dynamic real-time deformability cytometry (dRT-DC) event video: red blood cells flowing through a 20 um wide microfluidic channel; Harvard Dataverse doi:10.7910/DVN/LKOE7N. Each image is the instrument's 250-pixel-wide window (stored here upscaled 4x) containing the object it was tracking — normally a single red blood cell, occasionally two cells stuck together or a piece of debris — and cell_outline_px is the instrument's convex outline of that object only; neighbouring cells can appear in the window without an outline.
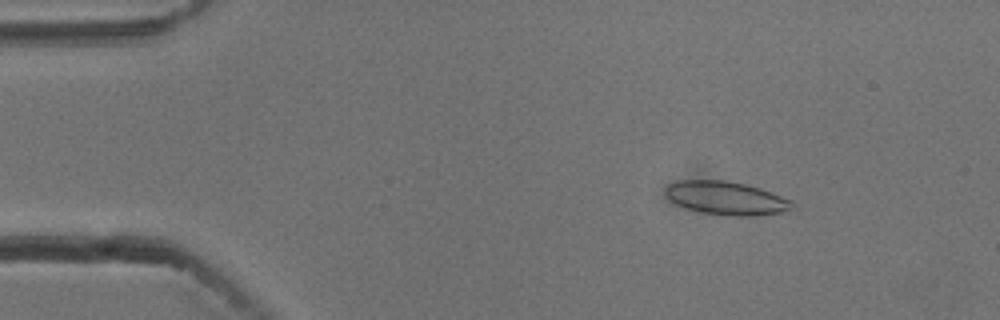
{"species": "common noctule bat (a hibernating species)", "species_latin": "Nyctalus noctula", "temperature_condition": "cold", "stored_images_in_passage": 54, "camera_frame_rate_fps": 3000, "um_per_image_px": 0.085, "animal": {"sex": "male", "body_mass_g": 13.3}, "frame": {"image": 1, "passage_image": 8, "time_ms": 2.333, "image_size_px": [1000, 320], "cell_outline_px": [[792, 208], [784, 212], [756, 216], [724, 216], [704, 212], [688, 208], [676, 204], [664, 192], [664, 188], [668, 184], [676, 180], [724, 180], [744, 184], [760, 188], [772, 192], [792, 200]], "centroid_in_image_um": [61.73, 16.84], "position_along_channel_um": 23.3, "area_um2": 24.68}}
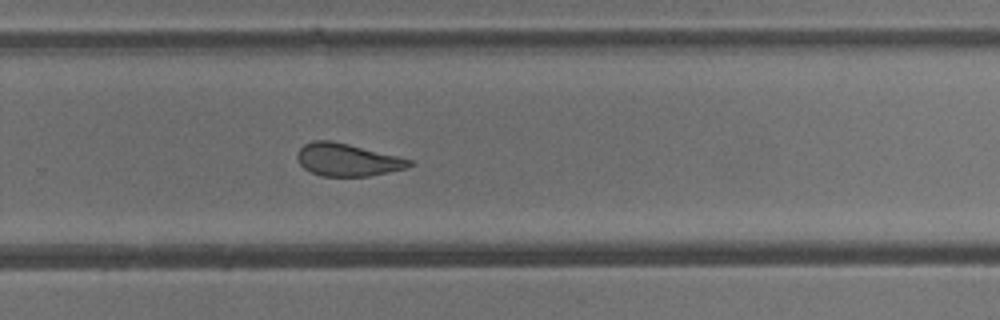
{"frame": {"image": 2, "passage_image": 36, "time_ms": 11.667, "image_size_px": [1000, 320], "cell_outline_px": [[412, 164], [408, 168], [368, 176], [320, 176], [304, 168], [300, 164], [296, 156], [300, 148], [304, 144], [312, 140], [332, 140], [412, 160]], "centroid_in_image_um": [29.49, 13.58], "position_along_channel_um": 300.3, "area_um2": 21.1}}
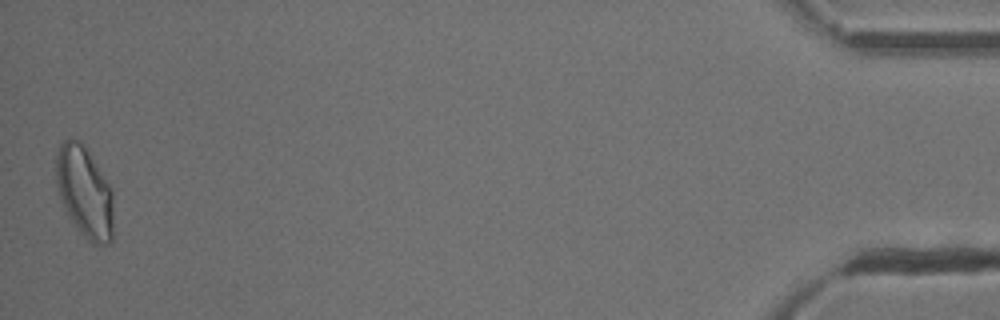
{"frame": {"image": 3, "passage_image": 54, "time_ms": 17.667, "image_size_px": [1000, 320], "cell_outline_px": [[112, 240], [108, 244], [92, 244], [80, 232], [68, 216], [60, 200], [56, 184], [56, 152], [60, 144], [68, 136], [80, 140], [88, 148], [112, 188]], "centroid_in_image_um": [7.17, 16.26], "position_along_channel_um": 428.0, "area_um2": 31.04}, "authors_computed_cell_mechanics": {"area_um2": 23.8425, "velocity_mm_per_s": 3.7583, "shape_relaxation_time_tau1_ms": 10.384, "shape_relaxation_time_tau2_ms": 2.2478, "deformation_change_tau1": 0.2064, "deformation_change_tau2": 0.0914}}